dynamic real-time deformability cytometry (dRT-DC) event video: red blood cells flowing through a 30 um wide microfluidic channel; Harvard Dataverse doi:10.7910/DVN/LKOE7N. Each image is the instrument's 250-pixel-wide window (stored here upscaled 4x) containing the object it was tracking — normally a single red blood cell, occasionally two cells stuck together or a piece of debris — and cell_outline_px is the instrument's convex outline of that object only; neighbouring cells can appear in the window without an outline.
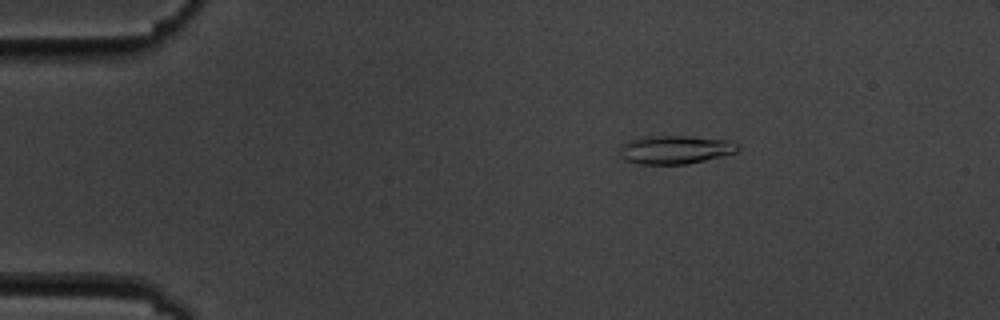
{"species": "common noctule bat (a hibernating species)", "species_latin": "Nyctalus noctula", "temperature_condition": "cold", "stored_images_in_passage": 6, "camera_frame_rate_fps": 3000, "um_per_image_px": 0.085, "animal": {"sex": "male", "body_mass_g": 19.5, "forearm_length_mm": 54.6}, "frame": {"image": 1, "passage_image": 3, "time_ms": 2.333, "image_size_px": [1000, 320], "cell_outline_px": [[740, 148], [736, 152], [688, 164], [640, 164], [624, 160], [620, 152], [620, 148], [624, 144], [640, 136], [688, 136], [732, 140]], "centroid_in_image_um": [57.4, 12.71], "position_along_channel_um": 27.6, "area_um2": 19.48}}